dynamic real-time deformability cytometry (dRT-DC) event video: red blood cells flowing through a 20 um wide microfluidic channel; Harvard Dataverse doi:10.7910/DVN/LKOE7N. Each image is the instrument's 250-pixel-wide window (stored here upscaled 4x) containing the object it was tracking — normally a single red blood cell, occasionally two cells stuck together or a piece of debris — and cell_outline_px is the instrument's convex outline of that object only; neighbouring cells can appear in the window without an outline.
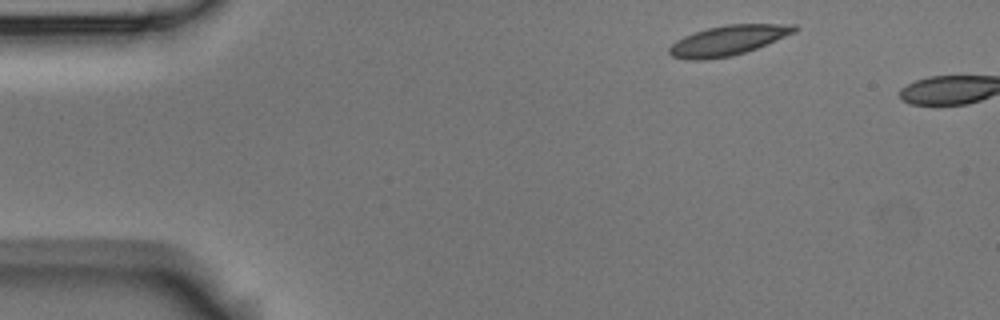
{"species": "Egyptian fruit bat (a non-hibernating species)", "species_latin": "Rousettus aegyptiacus", "temperature_condition": "room temperature", "stored_images_in_passage": 2, "camera_frame_rate_fps": 3000, "um_per_image_px": 0.085, "animal": {"sex": "male"}, "frame": {"image": 1, "passage_image": 1, "time_ms": 0.0, "image_size_px": [1000, 320], "cell_outline_px": [[800, 28], [796, 32], [756, 48], [732, 56], [704, 60], [688, 60], [672, 56], [668, 52], [668, 48], [676, 40], [684, 36], [708, 28], [728, 24], [796, 24]], "centroid_in_image_um": [61.89, 3.43], "position_along_channel_um": 23.1, "area_um2": 21.79}}